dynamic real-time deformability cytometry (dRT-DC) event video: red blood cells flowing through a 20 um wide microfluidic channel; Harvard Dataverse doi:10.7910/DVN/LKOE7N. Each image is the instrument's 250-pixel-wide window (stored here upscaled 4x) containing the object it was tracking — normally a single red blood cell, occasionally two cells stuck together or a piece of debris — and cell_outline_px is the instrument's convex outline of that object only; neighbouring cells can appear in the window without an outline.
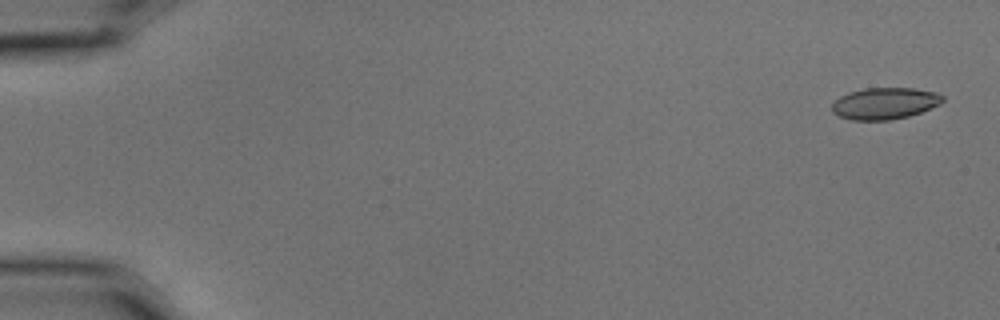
{"species": "common noctule bat (a hibernating species)", "species_latin": "Nyctalus noctula", "temperature_condition": "cold", "stored_images_in_passage": 5, "camera_frame_rate_fps": 3000, "um_per_image_px": 0.085, "animal": {"sex": "male", "body_mass_g": 15.6}, "frame": {"image": 1, "passage_image": 1, "time_ms": 0.0, "image_size_px": [1000, 320], "cell_outline_px": [[944, 100], [940, 104], [920, 112], [908, 116], [888, 120], [852, 120], [840, 116], [832, 112], [832, 104], [840, 96], [848, 92], [864, 88], [912, 88], [936, 92], [944, 96]], "centroid_in_image_um": [75.2, 8.78], "position_along_channel_um": 9.8, "area_um2": 20.35}}
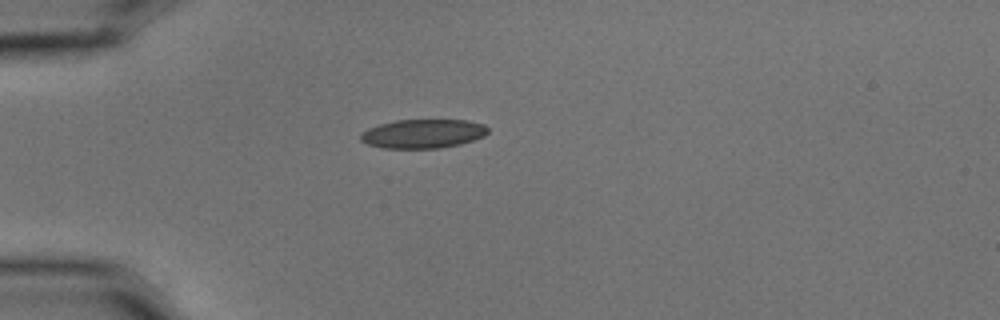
{"frame": {"image": 2, "passage_image": 5, "time_ms": 1.333, "image_size_px": [1000, 320], "cell_outline_px": [[488, 132], [484, 136], [460, 144], [440, 148], [384, 148], [368, 144], [360, 140], [360, 136], [368, 128], [380, 124], [396, 120], [468, 120], [484, 124], [488, 128]], "centroid_in_image_um": [35.97, 11.36], "position_along_channel_um": 49.0, "area_um2": 21.39}}